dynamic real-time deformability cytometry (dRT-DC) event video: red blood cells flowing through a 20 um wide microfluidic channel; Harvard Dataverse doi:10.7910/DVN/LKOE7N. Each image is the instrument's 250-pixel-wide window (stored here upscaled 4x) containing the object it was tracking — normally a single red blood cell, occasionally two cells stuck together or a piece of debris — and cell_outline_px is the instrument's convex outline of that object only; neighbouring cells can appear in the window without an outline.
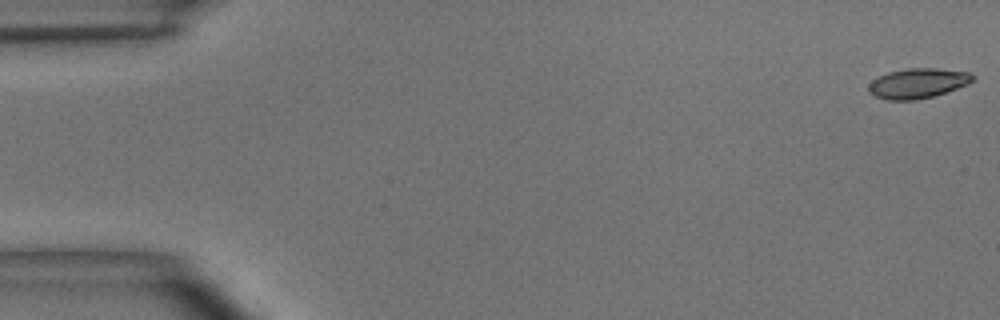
{"species": "common noctule bat (a hibernating species)", "species_latin": "Nyctalus noctula", "temperature_condition": "room temperature", "stored_images_in_passage": 5, "camera_frame_rate_fps": 3000, "um_per_image_px": 0.085, "animal": {"sex": "male", "body_mass_g": 15.6}, "frame": {"image": 1, "passage_image": 1, "time_ms": 0.0, "image_size_px": [1000, 320], "cell_outline_px": [[976, 80], [968, 84], [932, 96], [916, 100], [888, 100], [876, 96], [868, 92], [868, 84], [872, 80], [888, 72], [908, 68], [936, 68], [968, 72], [976, 76]], "centroid_in_image_um": [78.02, 7.07], "position_along_channel_um": 7.0, "area_um2": 18.15}}
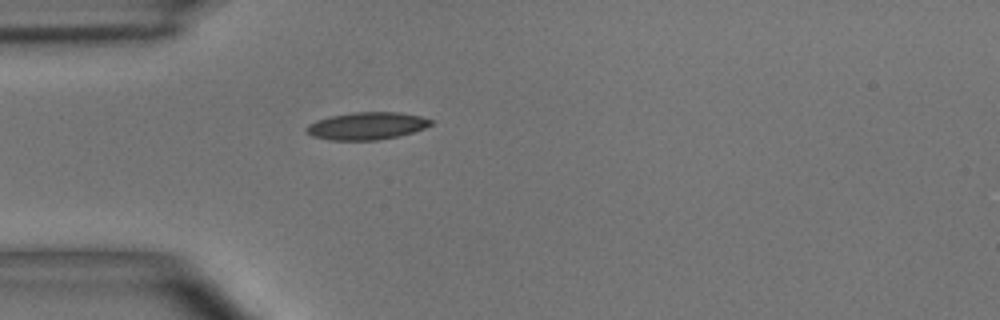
{"frame": {"image": 2, "passage_image": 5, "time_ms": 4.667, "image_size_px": [1000, 320], "cell_outline_px": [[432, 124], [424, 128], [412, 132], [396, 136], [376, 140], [328, 140], [312, 136], [304, 128], [308, 124], [316, 120], [332, 116], [352, 112], [400, 112], [420, 116], [432, 120]], "centroid_in_image_um": [31.15, 10.7], "position_along_channel_um": 53.9, "area_um2": 19.77}}